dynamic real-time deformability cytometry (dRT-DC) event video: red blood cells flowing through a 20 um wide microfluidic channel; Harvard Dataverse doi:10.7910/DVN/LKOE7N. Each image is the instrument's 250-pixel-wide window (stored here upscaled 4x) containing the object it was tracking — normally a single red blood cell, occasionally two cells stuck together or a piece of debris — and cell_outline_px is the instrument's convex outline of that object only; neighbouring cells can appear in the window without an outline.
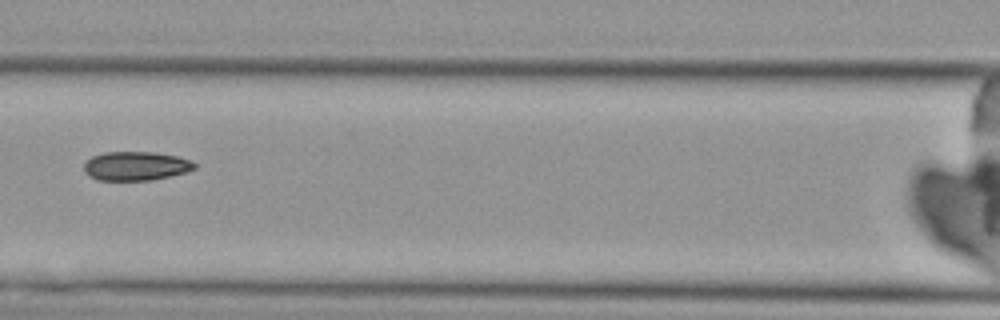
{"species": "Egyptian fruit bat (a non-hibernating species)", "species_latin": "Rousettus aegyptiacus", "temperature_condition": "cold", "stored_images_in_passage": 4, "camera_frame_rate_fps": 3000, "um_per_image_px": 0.085, "animal": {"sex": "female"}, "frame": {"image": 1, "passage_image": 4, "time_ms": 3.333, "image_size_px": [1000, 320], "cell_outline_px": [[196, 168], [188, 172], [148, 180], [96, 180], [88, 176], [84, 172], [84, 164], [92, 156], [104, 152], [152, 152], [176, 156], [192, 160], [196, 164]], "centroid_in_image_um": [11.54, 14.11], "position_along_channel_um": 155.1, "area_um2": 18.67}}